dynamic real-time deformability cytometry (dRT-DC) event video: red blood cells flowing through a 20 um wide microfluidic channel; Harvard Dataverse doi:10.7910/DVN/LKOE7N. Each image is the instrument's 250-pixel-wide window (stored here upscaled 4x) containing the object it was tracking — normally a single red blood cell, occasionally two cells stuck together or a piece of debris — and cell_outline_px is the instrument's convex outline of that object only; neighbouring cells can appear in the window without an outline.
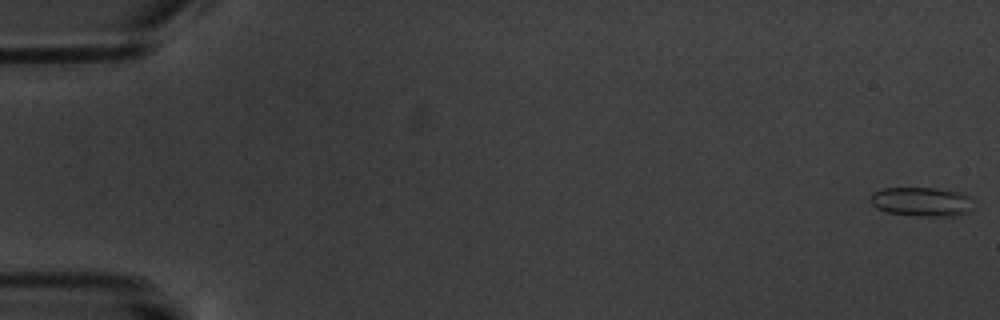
{"species": "common noctule bat (a hibernating species)", "species_latin": "Nyctalus noctula", "temperature_condition": "warm", "stored_images_in_passage": 6, "camera_frame_rate_fps": 3000, "um_per_image_px": 0.085, "animal": {"sex": "male", "body_mass_g": 20.1, "forearm_length_mm": 53.5}, "frame": {"image": 1, "passage_image": 1, "time_ms": 0.0, "image_size_px": [1000, 320], "cell_outline_px": [[972, 196], [968, 212], [956, 216], [916, 216], [888, 212], [876, 208], [868, 200], [872, 192], [884, 188], [936, 188], [964, 192]], "centroid_in_image_um": [78.33, 17.13], "position_along_channel_um": 6.7, "area_um2": 17.74}}
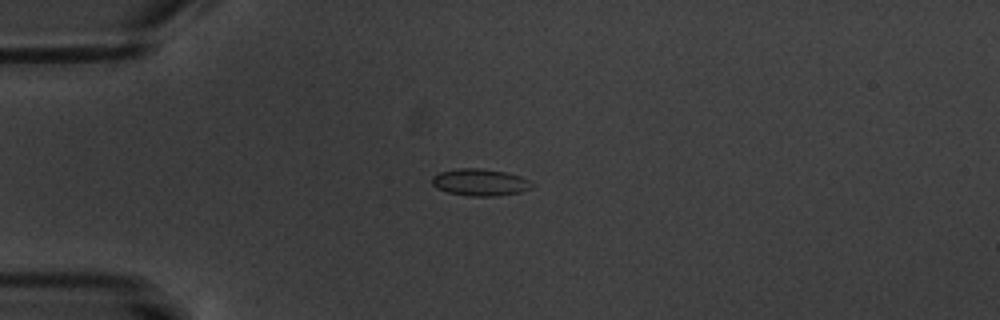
{"frame": {"image": 2, "passage_image": 5, "time_ms": 5.0, "image_size_px": [1000, 320], "cell_outline_px": [[532, 184], [528, 188], [520, 192], [496, 196], [468, 196], [448, 192], [436, 188], [432, 184], [432, 176], [440, 172], [460, 168], [480, 168], [504, 172], [520, 176], [528, 180]], "centroid_in_image_um": [40.75, 15.5], "position_along_channel_um": 44.2, "area_um2": 15.49}}